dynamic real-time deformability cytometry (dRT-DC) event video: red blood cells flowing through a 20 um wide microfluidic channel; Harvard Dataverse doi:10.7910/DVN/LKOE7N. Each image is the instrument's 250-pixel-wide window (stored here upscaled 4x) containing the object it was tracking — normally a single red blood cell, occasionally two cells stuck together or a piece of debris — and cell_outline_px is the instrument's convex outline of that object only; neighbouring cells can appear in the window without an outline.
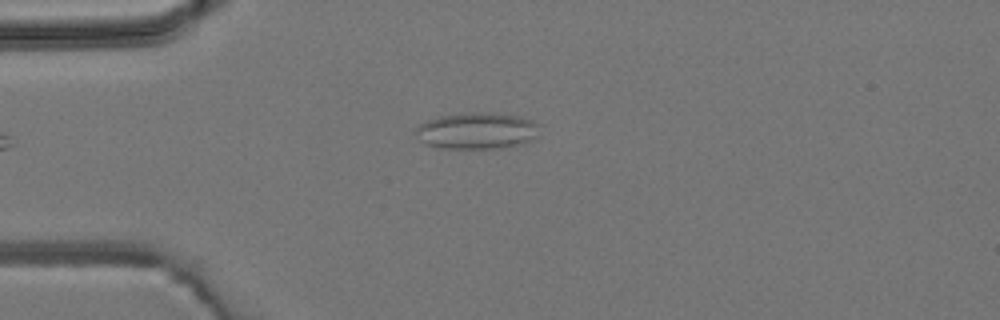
{"species": "common noctule bat (a hibernating species)", "species_latin": "Nyctalus noctula", "temperature_condition": "room temperature", "stored_images_in_passage": 2, "camera_frame_rate_fps": 3000, "um_per_image_px": 0.085, "animal": {"sex": "male", "body_mass_g": 19.2, "forearm_length_mm": 51.8}, "frame": {"image": 1, "passage_image": 2, "time_ms": 1.333, "image_size_px": [1000, 320], "cell_outline_px": [[540, 124], [536, 136], [532, 140], [524, 144], [504, 148], [436, 148], [424, 144], [416, 136], [416, 128], [420, 124], [428, 120], [440, 116], [472, 112], [488, 112], [520, 116]], "centroid_in_image_um": [40.55, 11.12], "position_along_channel_um": 44.5, "area_um2": 26.59}}